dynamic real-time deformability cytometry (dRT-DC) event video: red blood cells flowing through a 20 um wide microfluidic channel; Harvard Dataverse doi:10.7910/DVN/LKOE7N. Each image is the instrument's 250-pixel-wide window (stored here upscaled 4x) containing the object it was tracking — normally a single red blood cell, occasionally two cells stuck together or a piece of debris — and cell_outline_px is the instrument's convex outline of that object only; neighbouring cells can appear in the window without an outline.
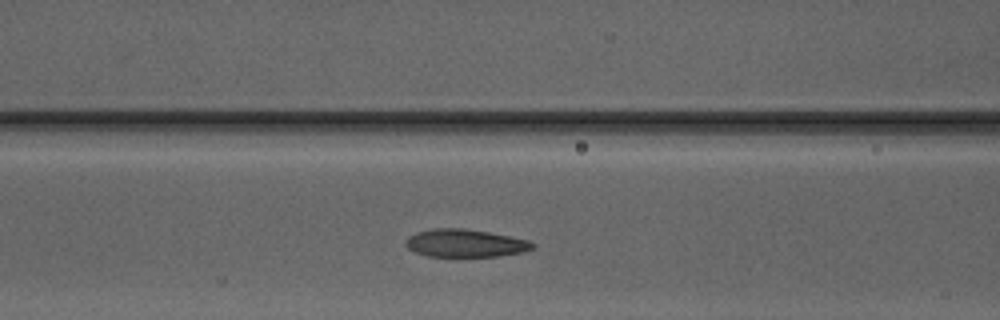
{"species": "Egyptian fruit bat (a non-hibernating species)", "species_latin": "Rousettus aegyptiacus", "temperature_condition": "warm", "stored_images_in_passage": 26, "camera_frame_rate_fps": 3000, "um_per_image_px": 0.085, "animal": {"sex": "male"}, "frame": {"image": 1, "passage_image": 7, "time_ms": 2.0, "image_size_px": [1000, 320], "cell_outline_px": [[536, 248], [520, 252], [500, 256], [464, 260], [456, 260], [428, 256], [416, 252], [408, 248], [404, 244], [404, 240], [408, 236], [416, 232], [432, 228], [464, 228], [488, 232], [528, 240], [536, 244]], "centroid_in_image_um": [39.5, 20.73], "position_along_channel_um": 127.1, "area_um2": 21.73}}
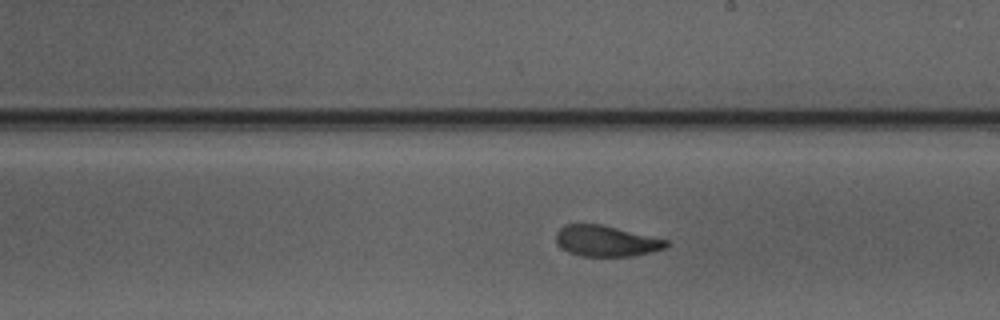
{"frame": {"image": 2, "passage_image": 15, "time_ms": 4.667, "image_size_px": [1000, 320], "cell_outline_px": [[672, 244], [664, 248], [632, 256], [580, 256], [568, 252], [556, 240], [556, 232], [564, 224], [600, 224], [668, 240]], "centroid_in_image_um": [51.52, 20.48], "position_along_channel_um": 237.5, "area_um2": 19.59}}
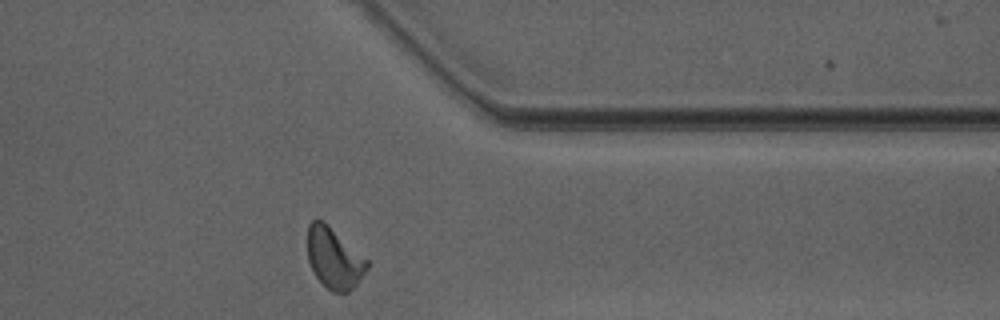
{"frame": {"image": 3, "passage_image": 26, "time_ms": 8.333, "image_size_px": [1000, 320], "cell_outline_px": [[368, 268], [356, 284], [348, 292], [332, 292], [316, 276], [308, 260], [308, 224], [312, 220], [324, 220], [368, 260]], "centroid_in_image_um": [28.4, 21.92], "position_along_channel_um": 383.0, "area_um2": 20.87}, "authors_computed_cell_mechanics": {"area_um2": 20.6635, "velocity_mm_per_s": 4.1518, "shape_relaxation_time_tau1_ms": 4.8319, "shape_relaxation_time_tau2_ms": 1.085, "deformation_change_tau1": 0.1624, "deformation_change_tau2": 0.0786}}